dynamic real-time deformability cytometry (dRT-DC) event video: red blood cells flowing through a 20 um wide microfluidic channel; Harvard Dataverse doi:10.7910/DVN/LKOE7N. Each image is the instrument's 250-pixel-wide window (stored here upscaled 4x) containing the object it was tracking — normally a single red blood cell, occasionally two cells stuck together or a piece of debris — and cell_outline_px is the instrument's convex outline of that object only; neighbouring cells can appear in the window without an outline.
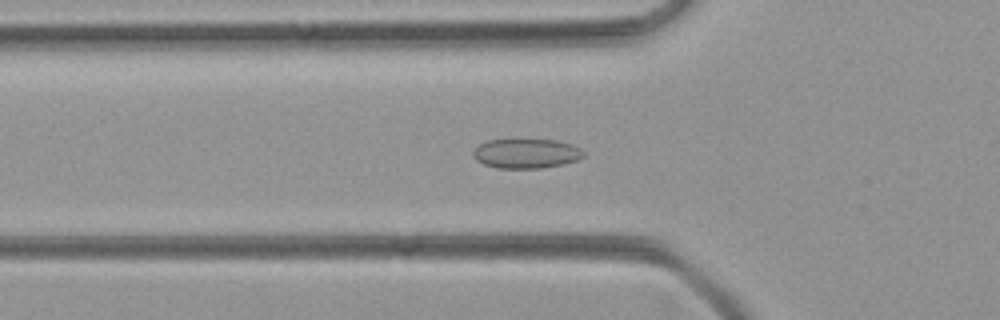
{"species": "common noctule bat (a hibernating species)", "species_latin": "Nyctalus noctula", "temperature_condition": "room temperature", "stored_images_in_passage": 49, "camera_frame_rate_fps": 3000, "um_per_image_px": 0.085, "animal": {"sex": "female", "body_mass_g": 21.9}, "frame": {"image": 1, "passage_image": 16, "time_ms": 5.0, "image_size_px": [1000, 320], "cell_outline_px": [[584, 156], [576, 160], [560, 164], [540, 168], [496, 168], [484, 164], [476, 160], [472, 156], [472, 152], [480, 144], [488, 140], [556, 140], [572, 144], [580, 148], [584, 152]], "centroid_in_image_um": [44.71, 13.05], "position_along_channel_um": 81.1, "area_um2": 18.84}}
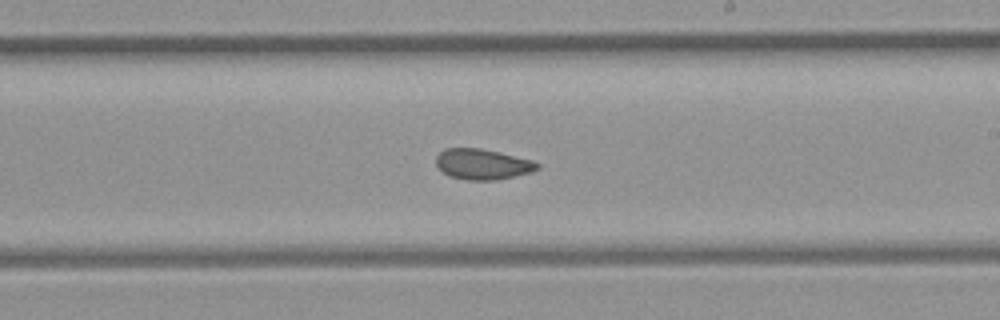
{"frame": {"image": 2, "passage_image": 28, "time_ms": 9.0, "image_size_px": [1000, 320], "cell_outline_px": [[540, 168], [532, 172], [496, 180], [468, 180], [448, 176], [436, 164], [436, 156], [444, 148], [480, 148], [500, 152], [532, 160], [540, 164]], "centroid_in_image_um": [41.03, 13.95], "position_along_channel_um": 248.0, "area_um2": 18.09}}
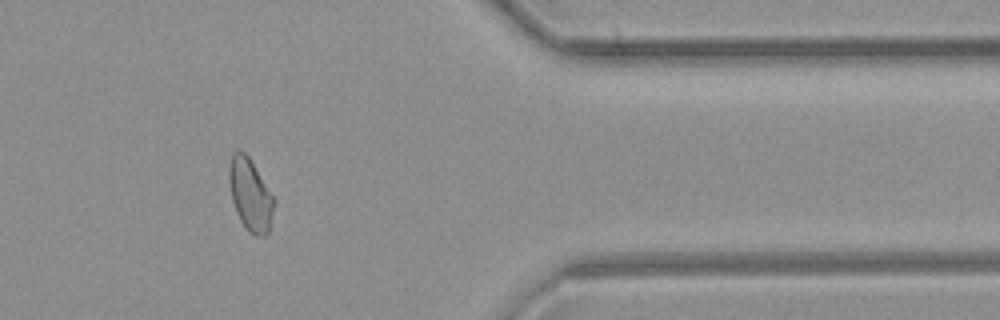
{"frame": {"image": 3, "passage_image": 40, "time_ms": 13.0, "image_size_px": [1000, 320], "cell_outline_px": [[276, 200], [268, 232], [264, 236], [256, 236], [248, 232], [240, 220], [236, 212], [232, 200], [228, 180], [228, 168], [232, 152], [236, 148], [240, 148], [248, 156]], "centroid_in_image_um": [21.25, 16.53], "position_along_channel_um": 390.1, "area_um2": 19.13}}